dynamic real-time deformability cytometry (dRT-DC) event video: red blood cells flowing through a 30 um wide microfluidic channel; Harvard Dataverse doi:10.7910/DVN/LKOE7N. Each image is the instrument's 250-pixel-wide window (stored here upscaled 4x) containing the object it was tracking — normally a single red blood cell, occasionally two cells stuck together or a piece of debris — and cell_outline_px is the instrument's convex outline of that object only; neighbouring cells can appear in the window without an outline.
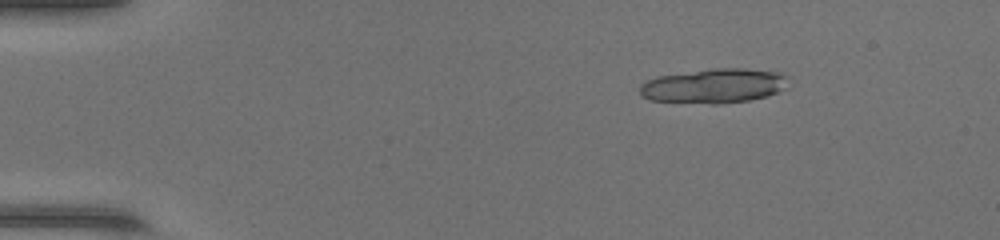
{"species": "common noctule bat (a hibernating species)", "species_latin": "Nyctalus noctula", "temperature_condition": "warm", "stored_images_in_passage": 26, "camera_frame_rate_fps": 3000, "um_per_image_px": 0.085, "animal": {"sex": "female", "body_mass_g": 17.0, "forearm_length_mm": 48.0}, "frame": {"image": 1, "passage_image": 1, "time_ms": 0.0, "image_size_px": [1000, 240], "cell_outline_px": [[788, 76], [784, 88], [768, 96], [748, 100], [716, 104], [712, 104], [652, 100], [640, 96], [640, 84], [656, 76], [716, 68], [740, 68], [780, 72]], "centroid_in_image_um": [60.67, 7.29], "position_along_channel_um": 24.3, "area_um2": 29.71}}